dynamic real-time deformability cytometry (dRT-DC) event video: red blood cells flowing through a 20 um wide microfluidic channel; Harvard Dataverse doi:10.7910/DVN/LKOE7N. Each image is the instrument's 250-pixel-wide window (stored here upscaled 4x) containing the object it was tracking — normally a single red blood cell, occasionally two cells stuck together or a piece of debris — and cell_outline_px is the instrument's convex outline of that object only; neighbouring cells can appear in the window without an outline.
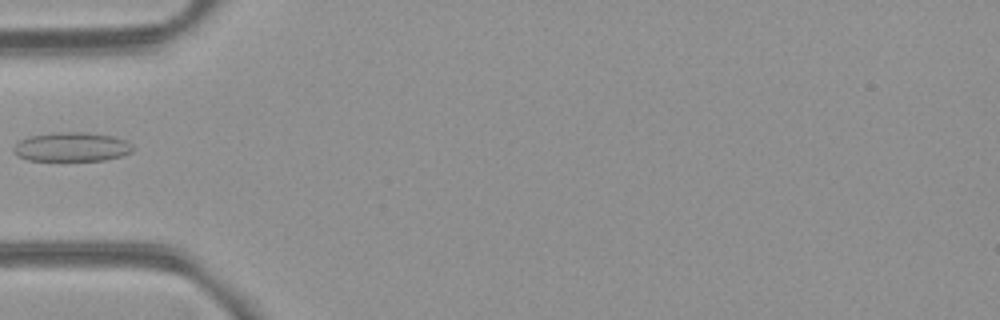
{"species": "common noctule bat (a hibernating species)", "species_latin": "Nyctalus noctula", "temperature_condition": "room temperature", "stored_images_in_passage": 3, "camera_frame_rate_fps": 3000, "um_per_image_px": 0.085, "animal": {"sex": "female", "body_mass_g": 21.9}, "frame": {"image": 1, "passage_image": 2, "time_ms": 1.333, "image_size_px": [1000, 320], "cell_outline_px": [[132, 152], [120, 156], [104, 160], [28, 160], [16, 156], [12, 148], [20, 140], [28, 136], [56, 132], [84, 132], [112, 136], [124, 140], [132, 148]], "centroid_in_image_um": [6.03, 12.48], "position_along_channel_um": 79.0, "area_um2": 20.06}}
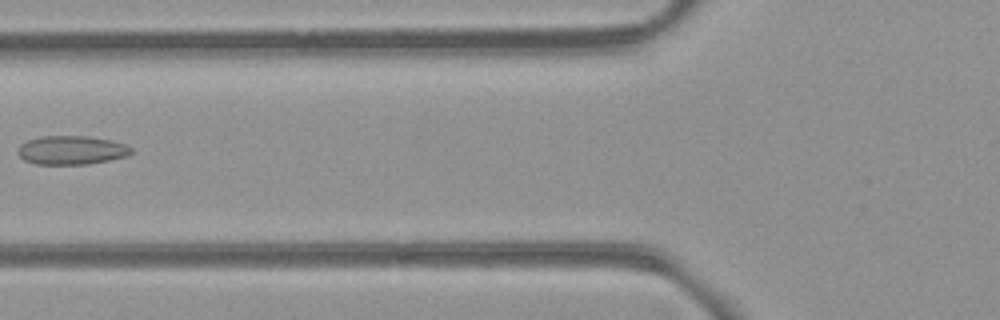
{"frame": {"image": 2, "passage_image": 3, "time_ms": 2.333, "image_size_px": [1000, 320], "cell_outline_px": [[132, 152], [128, 156], [88, 164], [36, 164], [24, 160], [16, 152], [20, 144], [28, 140], [44, 136], [88, 136], [112, 140], [124, 144], [132, 148]], "centroid_in_image_um": [6.07, 12.76], "position_along_channel_um": 119.7, "area_um2": 19.02}}